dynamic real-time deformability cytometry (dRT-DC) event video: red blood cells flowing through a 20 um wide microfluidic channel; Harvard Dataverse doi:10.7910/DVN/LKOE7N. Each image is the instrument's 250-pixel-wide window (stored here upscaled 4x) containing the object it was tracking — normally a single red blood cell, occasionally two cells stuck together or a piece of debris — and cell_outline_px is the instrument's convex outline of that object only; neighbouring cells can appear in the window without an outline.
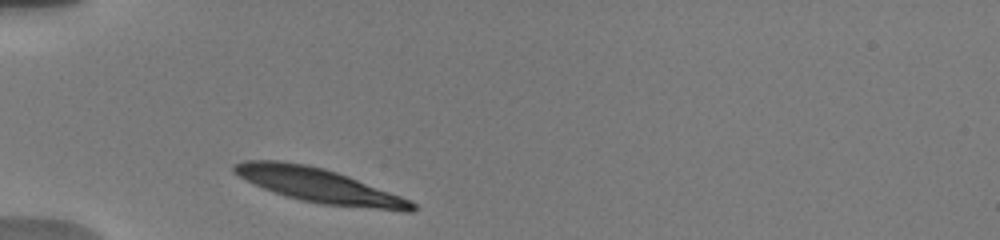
{"species": "human", "species_latin": "Homo sapiens", "temperature_condition": "warm", "stored_images_in_passage": 25, "camera_frame_rate_fps": 3000, "um_per_image_px": 0.085, "donor": {"sex": "male"}, "frame": {"image": 1, "passage_image": 2, "time_ms": 0.333, "image_size_px": [1000, 240], "cell_outline_px": [[416, 208], [412, 212], [408, 212], [320, 204], [300, 200], [264, 188], [232, 172], [232, 168], [236, 164], [244, 160], [276, 160], [308, 164], [324, 168], [348, 176], [412, 200], [416, 204]], "centroid_in_image_um": [27.18, 15.77], "position_along_channel_um": 57.8, "area_um2": 35.32}}
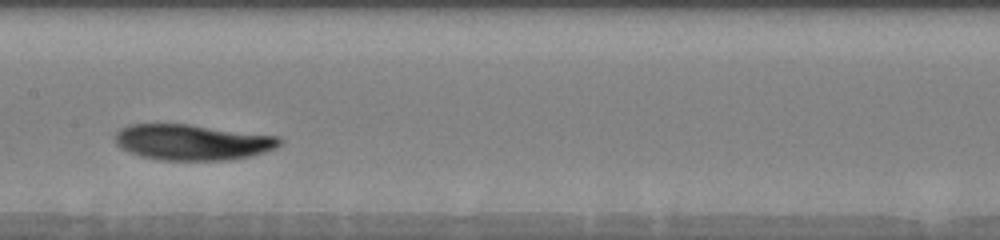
{"frame": {"image": 2, "passage_image": 11, "time_ms": 4.333, "image_size_px": [1000, 240], "cell_outline_px": [[280, 144], [276, 148], [264, 152], [248, 156], [228, 160], [160, 160], [140, 156], [120, 148], [116, 144], [116, 132], [120, 128], [128, 124], [188, 124], [276, 136], [280, 140]], "centroid_in_image_um": [16.29, 12.09], "position_along_channel_um": 191.1, "area_um2": 34.04}}
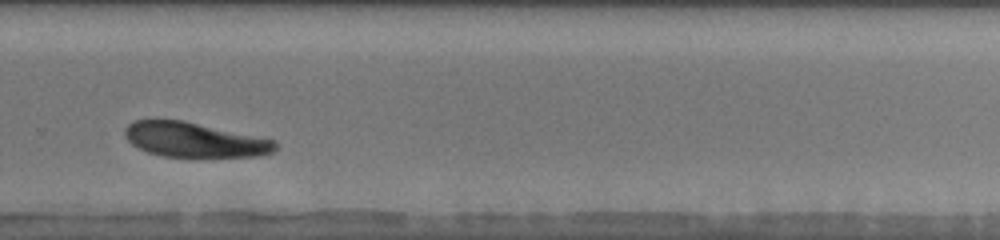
{"frame": {"image": 3, "passage_image": 18, "time_ms": 7.667, "image_size_px": [1000, 240], "cell_outline_px": [[276, 148], [272, 152], [260, 156], [196, 160], [192, 160], [164, 156], [148, 152], [132, 144], [124, 136], [124, 128], [132, 120], [156, 116], [184, 120], [272, 140], [276, 144]], "centroid_in_image_um": [16.43, 11.9], "position_along_channel_um": 313.4, "area_um2": 32.08}, "authors_computed_cell_mechanics": {"area_um2": 34.391, "velocity_mm_per_s": 3.6716, "shape_relaxation_time_tau1_ms": 3.1741, "shape_relaxation_time_tau2_ms": null, "deformation_change_tau1": 0.1323, "deformation_change_tau2": null}}